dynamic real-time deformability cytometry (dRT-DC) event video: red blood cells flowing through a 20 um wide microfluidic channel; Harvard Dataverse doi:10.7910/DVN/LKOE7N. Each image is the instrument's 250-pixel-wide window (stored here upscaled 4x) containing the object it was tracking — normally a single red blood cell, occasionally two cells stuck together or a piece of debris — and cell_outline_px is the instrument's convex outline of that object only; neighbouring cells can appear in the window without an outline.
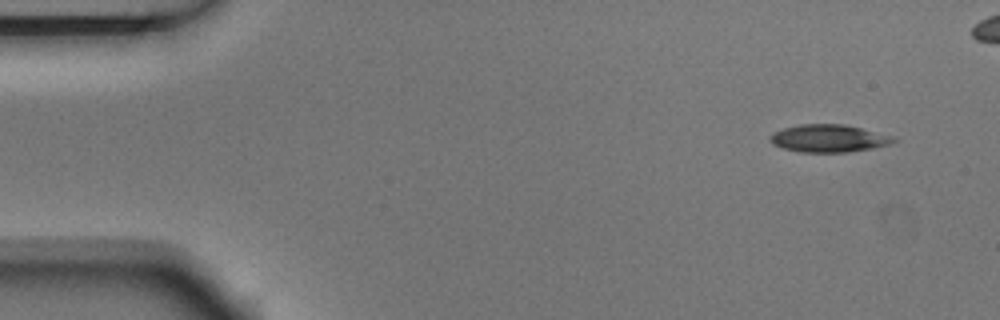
{"species": "Egyptian fruit bat (a non-hibernating species)", "species_latin": "Rousettus aegyptiacus", "temperature_condition": "room temperature", "stored_images_in_passage": 5, "camera_frame_rate_fps": 3000, "um_per_image_px": 0.085, "animal": {"sex": "male"}, "frame": {"image": 1, "passage_image": 1, "time_ms": 0.0, "image_size_px": [1000, 320], "cell_outline_px": [[900, 140], [892, 144], [872, 148], [848, 152], [800, 152], [784, 148], [772, 144], [768, 140], [768, 136], [772, 132], [784, 128], [800, 124], [844, 124], [896, 136]], "centroid_in_image_um": [70.47, 11.76], "position_along_channel_um": 14.5, "area_um2": 20.17}}